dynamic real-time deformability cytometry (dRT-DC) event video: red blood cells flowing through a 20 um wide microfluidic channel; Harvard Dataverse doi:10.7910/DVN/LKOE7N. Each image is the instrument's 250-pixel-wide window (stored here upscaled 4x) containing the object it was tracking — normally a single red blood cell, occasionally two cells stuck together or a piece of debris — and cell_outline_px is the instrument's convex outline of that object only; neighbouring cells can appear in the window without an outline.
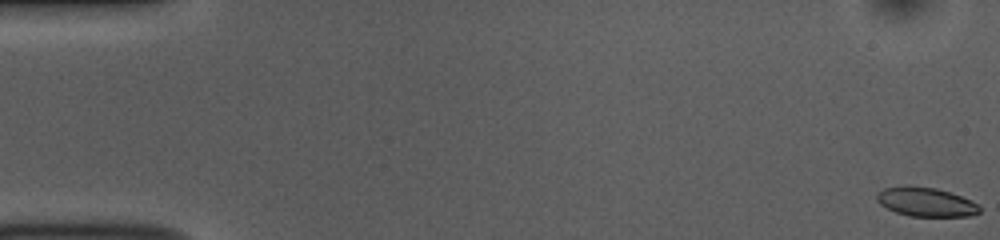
{"species": "common noctule bat (a hibernating species)", "species_latin": "Nyctalus noctula", "temperature_condition": "room temperature", "stored_images_in_passage": 53, "camera_frame_rate_fps": 3000, "um_per_image_px": 0.085, "animal": {"sex": "female", "body_mass_g": 10.0, "forearm_length_mm": 53.1}, "frame": {"image": 1, "passage_image": 1, "time_ms": 0.0, "image_size_px": [1000, 240], "cell_outline_px": [[980, 212], [968, 216], [908, 216], [896, 212], [880, 204], [876, 200], [876, 196], [884, 188], [904, 184], [908, 184], [936, 188], [972, 200], [980, 208]], "centroid_in_image_um": [78.67, 17.15], "position_along_channel_um": 6.3, "area_um2": 17.46}}
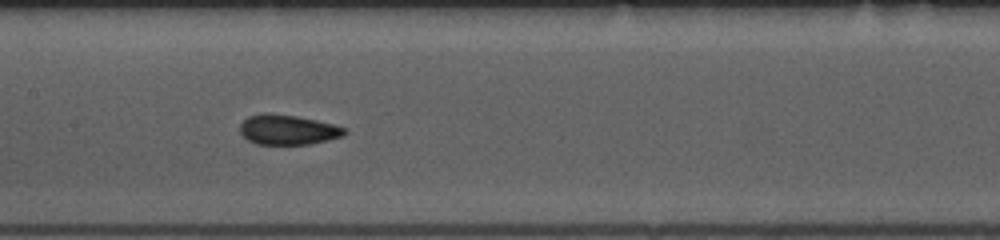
{"frame": {"image": 2, "passage_image": 26, "time_ms": 8.333, "image_size_px": [1000, 240], "cell_outline_px": [[348, 132], [344, 136], [328, 140], [308, 144], [256, 144], [248, 140], [240, 132], [240, 124], [248, 116], [296, 116], [316, 120], [332, 124], [344, 128]], "centroid_in_image_um": [24.52, 11.07], "position_along_channel_um": 182.9, "area_um2": 17.51}}
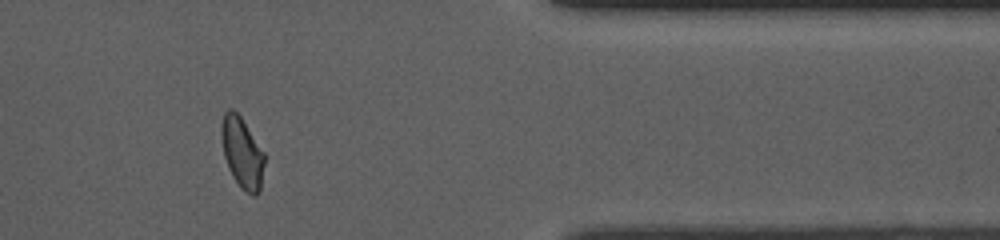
{"frame": {"image": 3, "passage_image": 44, "time_ms": 14.333, "image_size_px": [1000, 240], "cell_outline_px": [[264, 164], [260, 192], [256, 196], [252, 196], [240, 188], [232, 176], [228, 168], [224, 156], [220, 136], [220, 128], [224, 112], [228, 108], [232, 108], [240, 116], [264, 152]], "centroid_in_image_um": [20.56, 13.0], "position_along_channel_um": 390.8, "area_um2": 17.98}, "authors_computed_cell_mechanics": {"area_um2": 17.9758, "velocity_mm_per_s": 3.8478, "shape_relaxation_time_tau1_ms": 6.3788, "shape_relaxation_time_tau2_ms": 1.2307, "deformation_change_tau1": 0.1464, "deformation_change_tau2": 0.0489}}